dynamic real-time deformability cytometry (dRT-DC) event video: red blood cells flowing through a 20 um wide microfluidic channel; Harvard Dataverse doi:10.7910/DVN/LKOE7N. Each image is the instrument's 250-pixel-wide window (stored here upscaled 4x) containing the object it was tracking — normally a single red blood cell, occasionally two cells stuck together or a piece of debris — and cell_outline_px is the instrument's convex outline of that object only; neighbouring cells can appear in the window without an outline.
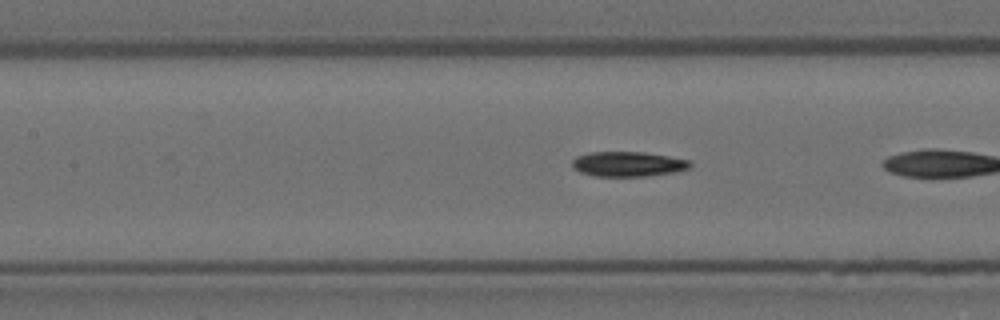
{"species": "Egyptian fruit bat (a non-hibernating species)", "species_latin": "Rousettus aegyptiacus", "temperature_condition": "room temperature", "stored_images_in_passage": 11, "camera_frame_rate_fps": 3000, "um_per_image_px": 0.085, "animal": {"sex": "female"}, "frame": {"image": 1, "passage_image": 8, "time_ms": 2.333, "image_size_px": [1000, 320], "cell_outline_px": [[692, 164], [688, 168], [676, 172], [644, 176], [592, 176], [580, 172], [572, 168], [572, 160], [576, 156], [592, 152], [644, 152], [692, 160]], "centroid_in_image_um": [53.38, 13.94], "position_along_channel_um": 154.0, "area_um2": 17.22}}